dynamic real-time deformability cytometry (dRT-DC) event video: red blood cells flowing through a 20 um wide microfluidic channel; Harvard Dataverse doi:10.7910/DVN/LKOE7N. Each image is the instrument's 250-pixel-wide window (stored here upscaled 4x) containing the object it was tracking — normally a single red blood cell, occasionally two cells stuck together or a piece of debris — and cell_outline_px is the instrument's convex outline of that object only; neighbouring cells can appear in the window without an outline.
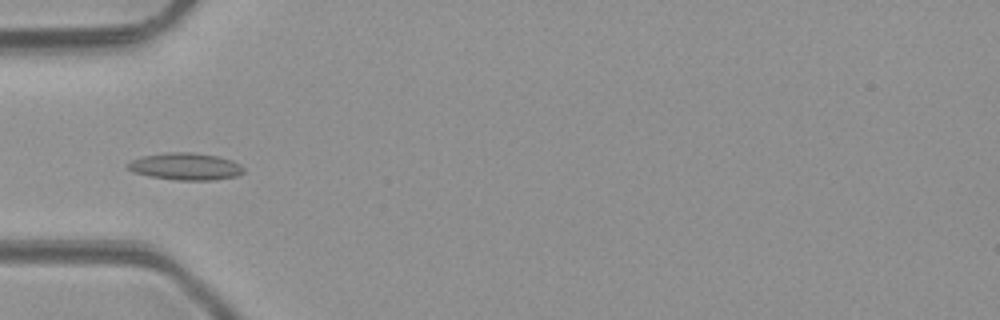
{"species": "common noctule bat (a hibernating species)", "species_latin": "Nyctalus noctula", "temperature_condition": "room temperature", "stored_images_in_passage": 4, "camera_frame_rate_fps": 3000, "um_per_image_px": 0.085, "animal": {"sex": "male", "body_mass_g": 23.1, "forearm_length_mm": 52.7}, "frame": {"image": 1, "passage_image": 4, "time_ms": 3.333, "image_size_px": [1000, 320], "cell_outline_px": [[244, 172], [236, 176], [216, 180], [176, 180], [148, 176], [132, 172], [124, 164], [132, 160], [144, 156], [168, 152], [192, 152], [220, 156], [232, 160], [240, 164], [244, 168]], "centroid_in_image_um": [15.78, 14.15], "position_along_channel_um": 69.2, "area_um2": 18.5}}